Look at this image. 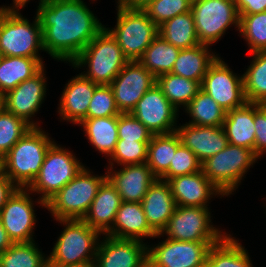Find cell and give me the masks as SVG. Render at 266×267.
<instances>
[{
	"label": "cell",
	"mask_w": 266,
	"mask_h": 267,
	"mask_svg": "<svg viewBox=\"0 0 266 267\" xmlns=\"http://www.w3.org/2000/svg\"><path fill=\"white\" fill-rule=\"evenodd\" d=\"M13 244L12 240L9 238L8 233L2 225L0 220V253H3Z\"/></svg>",
	"instance_id": "49"
},
{
	"label": "cell",
	"mask_w": 266,
	"mask_h": 267,
	"mask_svg": "<svg viewBox=\"0 0 266 267\" xmlns=\"http://www.w3.org/2000/svg\"><path fill=\"white\" fill-rule=\"evenodd\" d=\"M57 221L66 226L48 256V266L94 263L101 233L91 228L82 219Z\"/></svg>",
	"instance_id": "3"
},
{
	"label": "cell",
	"mask_w": 266,
	"mask_h": 267,
	"mask_svg": "<svg viewBox=\"0 0 266 267\" xmlns=\"http://www.w3.org/2000/svg\"><path fill=\"white\" fill-rule=\"evenodd\" d=\"M0 267H48V257L42 254L35 241L13 243L0 253Z\"/></svg>",
	"instance_id": "37"
},
{
	"label": "cell",
	"mask_w": 266,
	"mask_h": 267,
	"mask_svg": "<svg viewBox=\"0 0 266 267\" xmlns=\"http://www.w3.org/2000/svg\"><path fill=\"white\" fill-rule=\"evenodd\" d=\"M239 15L256 14L266 11V0H235Z\"/></svg>",
	"instance_id": "46"
},
{
	"label": "cell",
	"mask_w": 266,
	"mask_h": 267,
	"mask_svg": "<svg viewBox=\"0 0 266 267\" xmlns=\"http://www.w3.org/2000/svg\"><path fill=\"white\" fill-rule=\"evenodd\" d=\"M192 0H154L143 10L159 27L177 15L191 11Z\"/></svg>",
	"instance_id": "41"
},
{
	"label": "cell",
	"mask_w": 266,
	"mask_h": 267,
	"mask_svg": "<svg viewBox=\"0 0 266 267\" xmlns=\"http://www.w3.org/2000/svg\"><path fill=\"white\" fill-rule=\"evenodd\" d=\"M117 6L115 28H104L116 40L129 61H138L159 34L158 26L144 10Z\"/></svg>",
	"instance_id": "6"
},
{
	"label": "cell",
	"mask_w": 266,
	"mask_h": 267,
	"mask_svg": "<svg viewBox=\"0 0 266 267\" xmlns=\"http://www.w3.org/2000/svg\"><path fill=\"white\" fill-rule=\"evenodd\" d=\"M250 54L253 59L242 75L245 98L247 102L266 105V51Z\"/></svg>",
	"instance_id": "34"
},
{
	"label": "cell",
	"mask_w": 266,
	"mask_h": 267,
	"mask_svg": "<svg viewBox=\"0 0 266 267\" xmlns=\"http://www.w3.org/2000/svg\"><path fill=\"white\" fill-rule=\"evenodd\" d=\"M48 267H95L94 263L82 264V265H71V266H48Z\"/></svg>",
	"instance_id": "52"
},
{
	"label": "cell",
	"mask_w": 266,
	"mask_h": 267,
	"mask_svg": "<svg viewBox=\"0 0 266 267\" xmlns=\"http://www.w3.org/2000/svg\"><path fill=\"white\" fill-rule=\"evenodd\" d=\"M201 171V162L197 156L184 145H180L173 155L169 170L160 178L168 181L180 175H188Z\"/></svg>",
	"instance_id": "43"
},
{
	"label": "cell",
	"mask_w": 266,
	"mask_h": 267,
	"mask_svg": "<svg viewBox=\"0 0 266 267\" xmlns=\"http://www.w3.org/2000/svg\"><path fill=\"white\" fill-rule=\"evenodd\" d=\"M257 159L252 149L228 144L222 151L202 162L201 170L224 196H229L238 188L247 169Z\"/></svg>",
	"instance_id": "8"
},
{
	"label": "cell",
	"mask_w": 266,
	"mask_h": 267,
	"mask_svg": "<svg viewBox=\"0 0 266 267\" xmlns=\"http://www.w3.org/2000/svg\"><path fill=\"white\" fill-rule=\"evenodd\" d=\"M254 103L226 112L222 128L229 144L249 148L254 151L255 144Z\"/></svg>",
	"instance_id": "26"
},
{
	"label": "cell",
	"mask_w": 266,
	"mask_h": 267,
	"mask_svg": "<svg viewBox=\"0 0 266 267\" xmlns=\"http://www.w3.org/2000/svg\"><path fill=\"white\" fill-rule=\"evenodd\" d=\"M147 246L143 241L106 235L98 245L94 266L148 267Z\"/></svg>",
	"instance_id": "17"
},
{
	"label": "cell",
	"mask_w": 266,
	"mask_h": 267,
	"mask_svg": "<svg viewBox=\"0 0 266 267\" xmlns=\"http://www.w3.org/2000/svg\"><path fill=\"white\" fill-rule=\"evenodd\" d=\"M155 84L156 78L138 61H129L110 84L118 110L130 113Z\"/></svg>",
	"instance_id": "16"
},
{
	"label": "cell",
	"mask_w": 266,
	"mask_h": 267,
	"mask_svg": "<svg viewBox=\"0 0 266 267\" xmlns=\"http://www.w3.org/2000/svg\"><path fill=\"white\" fill-rule=\"evenodd\" d=\"M83 167L62 189L45 202L56 220L83 219L97 195L99 187L107 179L105 175H92Z\"/></svg>",
	"instance_id": "5"
},
{
	"label": "cell",
	"mask_w": 266,
	"mask_h": 267,
	"mask_svg": "<svg viewBox=\"0 0 266 267\" xmlns=\"http://www.w3.org/2000/svg\"><path fill=\"white\" fill-rule=\"evenodd\" d=\"M44 70L45 67L5 94L6 110L23 119L31 127H40L31 118L38 112L44 96L46 97L47 84Z\"/></svg>",
	"instance_id": "18"
},
{
	"label": "cell",
	"mask_w": 266,
	"mask_h": 267,
	"mask_svg": "<svg viewBox=\"0 0 266 267\" xmlns=\"http://www.w3.org/2000/svg\"><path fill=\"white\" fill-rule=\"evenodd\" d=\"M209 208L177 206L166 227L157 237L191 242H219L227 233H221L211 225Z\"/></svg>",
	"instance_id": "11"
},
{
	"label": "cell",
	"mask_w": 266,
	"mask_h": 267,
	"mask_svg": "<svg viewBox=\"0 0 266 267\" xmlns=\"http://www.w3.org/2000/svg\"><path fill=\"white\" fill-rule=\"evenodd\" d=\"M32 128L6 109L0 113V159Z\"/></svg>",
	"instance_id": "39"
},
{
	"label": "cell",
	"mask_w": 266,
	"mask_h": 267,
	"mask_svg": "<svg viewBox=\"0 0 266 267\" xmlns=\"http://www.w3.org/2000/svg\"><path fill=\"white\" fill-rule=\"evenodd\" d=\"M121 203L122 200L118 191L106 179L99 187L96 197L82 220L91 228L106 235L112 229Z\"/></svg>",
	"instance_id": "25"
},
{
	"label": "cell",
	"mask_w": 266,
	"mask_h": 267,
	"mask_svg": "<svg viewBox=\"0 0 266 267\" xmlns=\"http://www.w3.org/2000/svg\"><path fill=\"white\" fill-rule=\"evenodd\" d=\"M209 45L198 44L191 48L181 49L171 73L197 81L201 84L210 65L217 59Z\"/></svg>",
	"instance_id": "27"
},
{
	"label": "cell",
	"mask_w": 266,
	"mask_h": 267,
	"mask_svg": "<svg viewBox=\"0 0 266 267\" xmlns=\"http://www.w3.org/2000/svg\"><path fill=\"white\" fill-rule=\"evenodd\" d=\"M191 12L200 44L212 46L230 25L239 28L235 0H192Z\"/></svg>",
	"instance_id": "10"
},
{
	"label": "cell",
	"mask_w": 266,
	"mask_h": 267,
	"mask_svg": "<svg viewBox=\"0 0 266 267\" xmlns=\"http://www.w3.org/2000/svg\"><path fill=\"white\" fill-rule=\"evenodd\" d=\"M82 125L85 136L100 153L108 157L115 151L118 138V116L84 119Z\"/></svg>",
	"instance_id": "29"
},
{
	"label": "cell",
	"mask_w": 266,
	"mask_h": 267,
	"mask_svg": "<svg viewBox=\"0 0 266 267\" xmlns=\"http://www.w3.org/2000/svg\"><path fill=\"white\" fill-rule=\"evenodd\" d=\"M255 144L254 153L260 158L266 153V105L254 103Z\"/></svg>",
	"instance_id": "45"
},
{
	"label": "cell",
	"mask_w": 266,
	"mask_h": 267,
	"mask_svg": "<svg viewBox=\"0 0 266 267\" xmlns=\"http://www.w3.org/2000/svg\"><path fill=\"white\" fill-rule=\"evenodd\" d=\"M84 167L75 155L55 142L48 148L40 172L27 188L41 194L38 204L45 208V202L71 181Z\"/></svg>",
	"instance_id": "9"
},
{
	"label": "cell",
	"mask_w": 266,
	"mask_h": 267,
	"mask_svg": "<svg viewBox=\"0 0 266 267\" xmlns=\"http://www.w3.org/2000/svg\"><path fill=\"white\" fill-rule=\"evenodd\" d=\"M186 111L192 118L188 124L198 126H222L226 116V111L201 89L185 107Z\"/></svg>",
	"instance_id": "36"
},
{
	"label": "cell",
	"mask_w": 266,
	"mask_h": 267,
	"mask_svg": "<svg viewBox=\"0 0 266 267\" xmlns=\"http://www.w3.org/2000/svg\"><path fill=\"white\" fill-rule=\"evenodd\" d=\"M128 62L116 40L104 28L71 64L75 68L88 65L84 77L98 85H110Z\"/></svg>",
	"instance_id": "4"
},
{
	"label": "cell",
	"mask_w": 266,
	"mask_h": 267,
	"mask_svg": "<svg viewBox=\"0 0 266 267\" xmlns=\"http://www.w3.org/2000/svg\"><path fill=\"white\" fill-rule=\"evenodd\" d=\"M6 109L5 94L0 92V113Z\"/></svg>",
	"instance_id": "51"
},
{
	"label": "cell",
	"mask_w": 266,
	"mask_h": 267,
	"mask_svg": "<svg viewBox=\"0 0 266 267\" xmlns=\"http://www.w3.org/2000/svg\"><path fill=\"white\" fill-rule=\"evenodd\" d=\"M36 13L44 51L58 61L71 63L105 27L83 0H44Z\"/></svg>",
	"instance_id": "1"
},
{
	"label": "cell",
	"mask_w": 266,
	"mask_h": 267,
	"mask_svg": "<svg viewBox=\"0 0 266 267\" xmlns=\"http://www.w3.org/2000/svg\"><path fill=\"white\" fill-rule=\"evenodd\" d=\"M180 50L158 34L138 62L158 78L163 74L171 73Z\"/></svg>",
	"instance_id": "30"
},
{
	"label": "cell",
	"mask_w": 266,
	"mask_h": 267,
	"mask_svg": "<svg viewBox=\"0 0 266 267\" xmlns=\"http://www.w3.org/2000/svg\"><path fill=\"white\" fill-rule=\"evenodd\" d=\"M178 127L175 132L181 144L189 148L201 163L229 144L222 126H198L186 123Z\"/></svg>",
	"instance_id": "19"
},
{
	"label": "cell",
	"mask_w": 266,
	"mask_h": 267,
	"mask_svg": "<svg viewBox=\"0 0 266 267\" xmlns=\"http://www.w3.org/2000/svg\"><path fill=\"white\" fill-rule=\"evenodd\" d=\"M118 239H135L142 237L156 238L157 233L150 227L141 203L122 201L112 225L106 234Z\"/></svg>",
	"instance_id": "24"
},
{
	"label": "cell",
	"mask_w": 266,
	"mask_h": 267,
	"mask_svg": "<svg viewBox=\"0 0 266 267\" xmlns=\"http://www.w3.org/2000/svg\"><path fill=\"white\" fill-rule=\"evenodd\" d=\"M156 84L162 89L164 96L179 111L191 102L201 89L197 81H193L174 73H167L156 78Z\"/></svg>",
	"instance_id": "35"
},
{
	"label": "cell",
	"mask_w": 266,
	"mask_h": 267,
	"mask_svg": "<svg viewBox=\"0 0 266 267\" xmlns=\"http://www.w3.org/2000/svg\"><path fill=\"white\" fill-rule=\"evenodd\" d=\"M99 85L81 74L73 77L65 86L60 98L58 113L62 120L79 124L87 119V111L95 89Z\"/></svg>",
	"instance_id": "22"
},
{
	"label": "cell",
	"mask_w": 266,
	"mask_h": 267,
	"mask_svg": "<svg viewBox=\"0 0 266 267\" xmlns=\"http://www.w3.org/2000/svg\"><path fill=\"white\" fill-rule=\"evenodd\" d=\"M107 179L118 191L121 200L141 203L157 177L146 163L124 165L119 171L108 169Z\"/></svg>",
	"instance_id": "21"
},
{
	"label": "cell",
	"mask_w": 266,
	"mask_h": 267,
	"mask_svg": "<svg viewBox=\"0 0 266 267\" xmlns=\"http://www.w3.org/2000/svg\"><path fill=\"white\" fill-rule=\"evenodd\" d=\"M118 4L128 9H141L143 10L154 0H117Z\"/></svg>",
	"instance_id": "48"
},
{
	"label": "cell",
	"mask_w": 266,
	"mask_h": 267,
	"mask_svg": "<svg viewBox=\"0 0 266 267\" xmlns=\"http://www.w3.org/2000/svg\"><path fill=\"white\" fill-rule=\"evenodd\" d=\"M30 0H13L14 5L13 6H4L0 7V11H19V9L24 8L25 4L28 3ZM44 0H40V2H43Z\"/></svg>",
	"instance_id": "50"
},
{
	"label": "cell",
	"mask_w": 266,
	"mask_h": 267,
	"mask_svg": "<svg viewBox=\"0 0 266 267\" xmlns=\"http://www.w3.org/2000/svg\"><path fill=\"white\" fill-rule=\"evenodd\" d=\"M149 142L130 141L119 139L115 151L110 156L109 169H113V161L118 165H133L146 163L147 147Z\"/></svg>",
	"instance_id": "40"
},
{
	"label": "cell",
	"mask_w": 266,
	"mask_h": 267,
	"mask_svg": "<svg viewBox=\"0 0 266 267\" xmlns=\"http://www.w3.org/2000/svg\"><path fill=\"white\" fill-rule=\"evenodd\" d=\"M159 35L180 49L200 44L192 12L180 14L158 27Z\"/></svg>",
	"instance_id": "33"
},
{
	"label": "cell",
	"mask_w": 266,
	"mask_h": 267,
	"mask_svg": "<svg viewBox=\"0 0 266 267\" xmlns=\"http://www.w3.org/2000/svg\"><path fill=\"white\" fill-rule=\"evenodd\" d=\"M177 206L208 208L210 197L223 193L201 171L170 178L168 181Z\"/></svg>",
	"instance_id": "20"
},
{
	"label": "cell",
	"mask_w": 266,
	"mask_h": 267,
	"mask_svg": "<svg viewBox=\"0 0 266 267\" xmlns=\"http://www.w3.org/2000/svg\"><path fill=\"white\" fill-rule=\"evenodd\" d=\"M239 28L250 48V53L266 51V11L239 15Z\"/></svg>",
	"instance_id": "38"
},
{
	"label": "cell",
	"mask_w": 266,
	"mask_h": 267,
	"mask_svg": "<svg viewBox=\"0 0 266 267\" xmlns=\"http://www.w3.org/2000/svg\"><path fill=\"white\" fill-rule=\"evenodd\" d=\"M29 193L27 188H17L0 210V220L13 243L34 241L36 216Z\"/></svg>",
	"instance_id": "15"
},
{
	"label": "cell",
	"mask_w": 266,
	"mask_h": 267,
	"mask_svg": "<svg viewBox=\"0 0 266 267\" xmlns=\"http://www.w3.org/2000/svg\"><path fill=\"white\" fill-rule=\"evenodd\" d=\"M118 110L110 85H99L93 94L87 111V119L118 116Z\"/></svg>",
	"instance_id": "42"
},
{
	"label": "cell",
	"mask_w": 266,
	"mask_h": 267,
	"mask_svg": "<svg viewBox=\"0 0 266 267\" xmlns=\"http://www.w3.org/2000/svg\"><path fill=\"white\" fill-rule=\"evenodd\" d=\"M181 145L176 132L153 135L147 147L146 164L152 173L161 178L168 170L176 149Z\"/></svg>",
	"instance_id": "32"
},
{
	"label": "cell",
	"mask_w": 266,
	"mask_h": 267,
	"mask_svg": "<svg viewBox=\"0 0 266 267\" xmlns=\"http://www.w3.org/2000/svg\"><path fill=\"white\" fill-rule=\"evenodd\" d=\"M153 134L130 113L118 115V138L130 141L150 142Z\"/></svg>",
	"instance_id": "44"
},
{
	"label": "cell",
	"mask_w": 266,
	"mask_h": 267,
	"mask_svg": "<svg viewBox=\"0 0 266 267\" xmlns=\"http://www.w3.org/2000/svg\"><path fill=\"white\" fill-rule=\"evenodd\" d=\"M210 65L201 82V90L206 92L226 112L243 106L247 101L244 94L243 76H238L221 60Z\"/></svg>",
	"instance_id": "13"
},
{
	"label": "cell",
	"mask_w": 266,
	"mask_h": 267,
	"mask_svg": "<svg viewBox=\"0 0 266 267\" xmlns=\"http://www.w3.org/2000/svg\"><path fill=\"white\" fill-rule=\"evenodd\" d=\"M247 250L230 234L212 245L204 267H253Z\"/></svg>",
	"instance_id": "31"
},
{
	"label": "cell",
	"mask_w": 266,
	"mask_h": 267,
	"mask_svg": "<svg viewBox=\"0 0 266 267\" xmlns=\"http://www.w3.org/2000/svg\"><path fill=\"white\" fill-rule=\"evenodd\" d=\"M141 205L148 224L157 234L166 227L177 207L169 183L160 178L148 188Z\"/></svg>",
	"instance_id": "23"
},
{
	"label": "cell",
	"mask_w": 266,
	"mask_h": 267,
	"mask_svg": "<svg viewBox=\"0 0 266 267\" xmlns=\"http://www.w3.org/2000/svg\"><path fill=\"white\" fill-rule=\"evenodd\" d=\"M48 136L40 127H32L1 158V169L18 188H28L39 174L54 143Z\"/></svg>",
	"instance_id": "2"
},
{
	"label": "cell",
	"mask_w": 266,
	"mask_h": 267,
	"mask_svg": "<svg viewBox=\"0 0 266 267\" xmlns=\"http://www.w3.org/2000/svg\"><path fill=\"white\" fill-rule=\"evenodd\" d=\"M178 112L164 96L162 89L155 84L143 95L130 114L153 135H159L176 131Z\"/></svg>",
	"instance_id": "14"
},
{
	"label": "cell",
	"mask_w": 266,
	"mask_h": 267,
	"mask_svg": "<svg viewBox=\"0 0 266 267\" xmlns=\"http://www.w3.org/2000/svg\"><path fill=\"white\" fill-rule=\"evenodd\" d=\"M43 67L42 58L2 56L0 59V92L6 94L21 82L32 78Z\"/></svg>",
	"instance_id": "28"
},
{
	"label": "cell",
	"mask_w": 266,
	"mask_h": 267,
	"mask_svg": "<svg viewBox=\"0 0 266 267\" xmlns=\"http://www.w3.org/2000/svg\"><path fill=\"white\" fill-rule=\"evenodd\" d=\"M218 242H191L166 238L147 247L148 267H204L210 247Z\"/></svg>",
	"instance_id": "12"
},
{
	"label": "cell",
	"mask_w": 266,
	"mask_h": 267,
	"mask_svg": "<svg viewBox=\"0 0 266 267\" xmlns=\"http://www.w3.org/2000/svg\"><path fill=\"white\" fill-rule=\"evenodd\" d=\"M42 30L35 17L33 23L18 11H0V53L2 56L41 58Z\"/></svg>",
	"instance_id": "7"
},
{
	"label": "cell",
	"mask_w": 266,
	"mask_h": 267,
	"mask_svg": "<svg viewBox=\"0 0 266 267\" xmlns=\"http://www.w3.org/2000/svg\"><path fill=\"white\" fill-rule=\"evenodd\" d=\"M18 187L0 169V210Z\"/></svg>",
	"instance_id": "47"
}]
</instances>
